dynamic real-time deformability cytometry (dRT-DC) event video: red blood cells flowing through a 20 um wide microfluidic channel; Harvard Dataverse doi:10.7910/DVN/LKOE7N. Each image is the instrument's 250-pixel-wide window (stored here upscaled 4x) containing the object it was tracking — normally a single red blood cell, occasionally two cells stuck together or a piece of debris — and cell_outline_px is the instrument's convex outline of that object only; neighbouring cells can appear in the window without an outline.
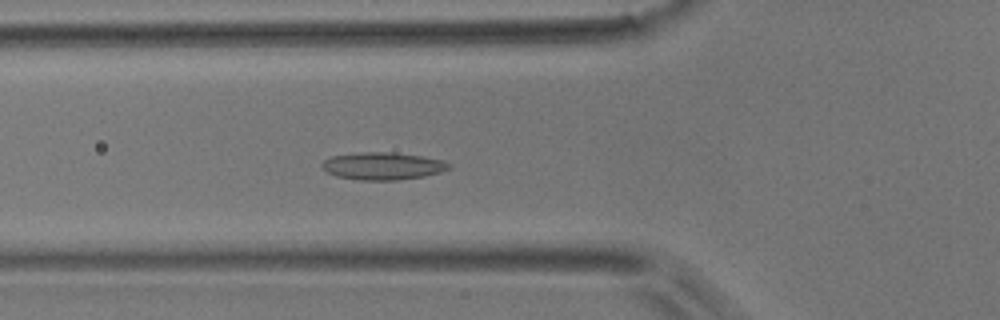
{"species": "common noctule bat (a hibernating species)", "species_latin": "Nyctalus noctula", "temperature_condition": "room temperature", "stored_images_in_passage": 50, "camera_frame_rate_fps": 3000, "um_per_image_px": 0.085, "animal": {"sex": "male", "body_mass_g": 17.9}, "frame": {"image": 1, "passage_image": 17, "time_ms": 5.333, "image_size_px": [1000, 320], "cell_outline_px": [[452, 168], [440, 172], [424, 176], [396, 180], [360, 180], [336, 176], [320, 168], [320, 164], [324, 160], [332, 156], [360, 152], [392, 152], [420, 156], [444, 160], [452, 164]], "centroid_in_image_um": [32.54, 14.11], "position_along_channel_um": 93.3, "area_um2": 20.4}}
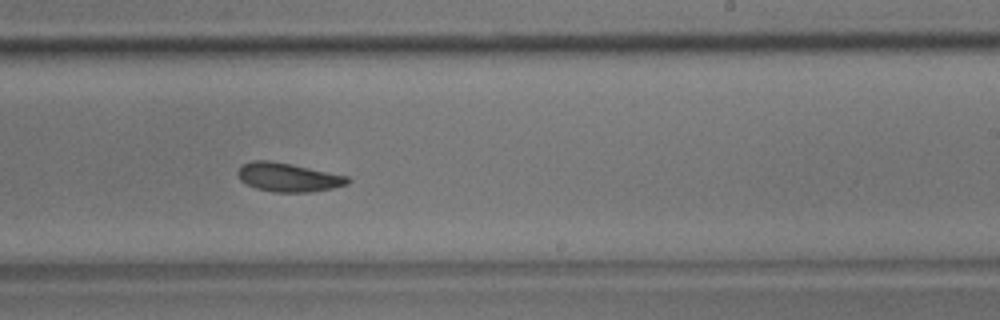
{"frame": {"image": 2, "passage_image": 30, "time_ms": 9.667, "image_size_px": [1000, 320], "cell_outline_px": [[352, 180], [348, 184], [332, 188], [308, 192], [272, 192], [256, 188], [240, 180], [236, 172], [240, 164], [252, 160], [268, 160], [292, 164], [348, 176]], "centroid_in_image_um": [24.47, 15.06], "position_along_channel_um": 264.5, "area_um2": 18.55}}
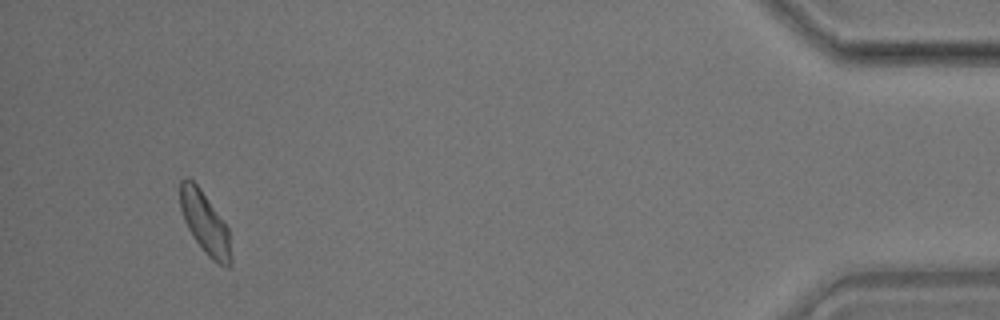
{"frame": {"image": 3, "passage_image": 47, "time_ms": 15.333, "image_size_px": [1000, 320], "cell_outline_px": [[232, 264], [228, 268], [212, 260], [208, 256], [192, 236], [184, 220], [180, 208], [180, 180], [184, 176], [188, 176], [200, 188], [228, 228], [232, 256]], "centroid_in_image_um": [17.42, 18.96], "position_along_channel_um": 417.8, "area_um2": 18.38}, "authors_computed_cell_mechanics": {"area_um2": 18.6983, "velocity_mm_per_s": 3.9437, "shape_relaxation_time_tau1_ms": 5.95, "shape_relaxation_time_tau2_ms": 4.2906, "deformation_change_tau1": 0.1113, "deformation_change_tau2": 0.0969}}